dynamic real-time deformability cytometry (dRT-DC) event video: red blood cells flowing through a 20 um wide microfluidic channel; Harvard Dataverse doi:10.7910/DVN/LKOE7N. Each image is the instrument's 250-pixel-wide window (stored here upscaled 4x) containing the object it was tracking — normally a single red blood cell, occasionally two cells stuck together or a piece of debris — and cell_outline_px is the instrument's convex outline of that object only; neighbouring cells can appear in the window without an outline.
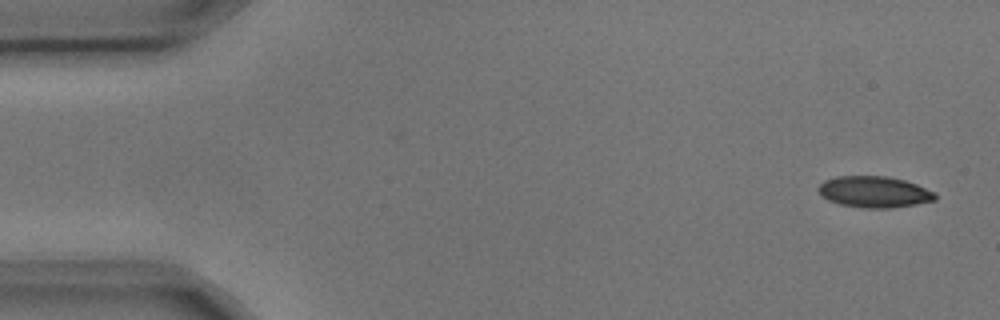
{"species": "common noctule bat (a hibernating species)", "species_latin": "Nyctalus noctula", "temperature_condition": "cold", "stored_images_in_passage": 4, "camera_frame_rate_fps": 3000, "um_per_image_px": 0.085, "animal": {"sex": "male", "body_mass_g": 17.9, "forearm_length_mm": 54.2}, "frame": {"image": 1, "passage_image": 1, "time_ms": 0.0, "image_size_px": [1000, 320], "cell_outline_px": [[936, 200], [916, 204], [888, 208], [864, 208], [840, 204], [828, 200], [816, 188], [824, 180], [836, 176], [888, 176], [904, 180], [916, 184], [936, 192]], "centroid_in_image_um": [74.32, 16.3], "position_along_channel_um": 10.7, "area_um2": 21.27}}
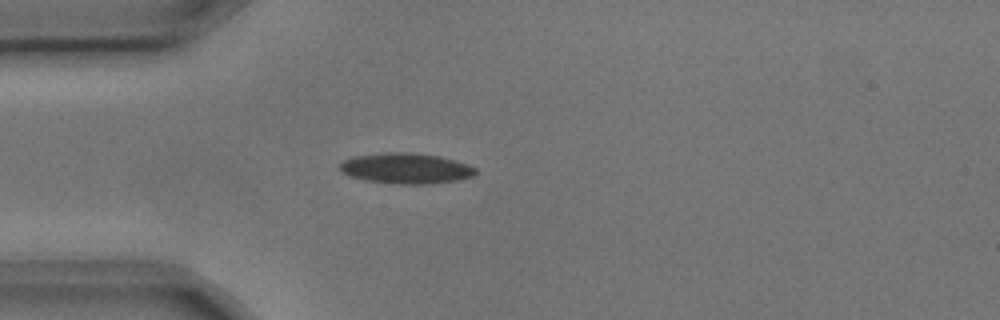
{"frame": {"image": 2, "passage_image": 4, "time_ms": 1.0, "image_size_px": [1000, 320], "cell_outline_px": [[476, 172], [472, 176], [456, 180], [432, 184], [392, 184], [364, 180], [352, 176], [344, 172], [340, 168], [340, 164], [344, 160], [352, 156], [384, 152], [412, 152], [440, 156], [468, 164], [476, 168]], "centroid_in_image_um": [34.51, 14.3], "position_along_channel_um": 50.5, "area_um2": 24.28}}